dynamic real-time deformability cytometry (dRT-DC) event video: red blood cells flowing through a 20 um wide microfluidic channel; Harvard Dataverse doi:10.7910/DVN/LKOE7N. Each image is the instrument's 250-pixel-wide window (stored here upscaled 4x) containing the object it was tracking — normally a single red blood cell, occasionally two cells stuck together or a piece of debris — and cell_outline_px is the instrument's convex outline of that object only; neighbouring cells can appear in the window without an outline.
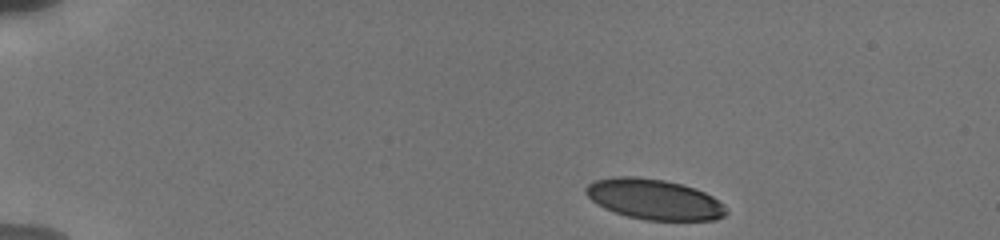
{"species": "human", "species_latin": "Homo sapiens", "temperature_condition": "cold", "stored_images_in_passage": 67, "camera_frame_rate_fps": 3000, "um_per_image_px": 0.085, "donor": {"sex": "male"}, "frame": {"image": 1, "passage_image": 1, "time_ms": 0.0, "image_size_px": [1000, 240], "cell_outline_px": [[728, 212], [724, 216], [716, 220], [648, 220], [628, 216], [604, 208], [596, 204], [584, 192], [584, 188], [588, 184], [596, 180], [616, 176], [632, 176], [664, 180], [696, 188], [712, 196], [724, 204]], "centroid_in_image_um": [55.61, 16.94], "position_along_channel_um": 29.4, "area_um2": 33.0}}
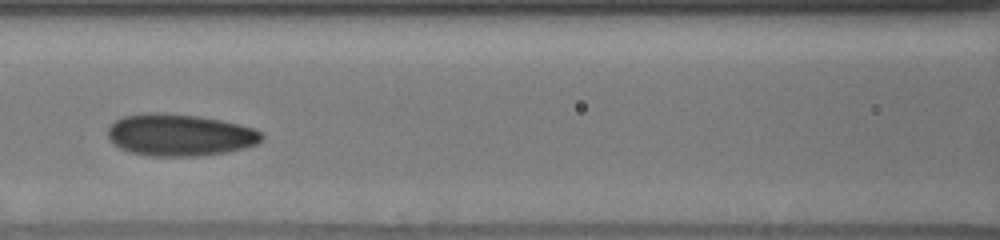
{"frame": {"image": 2, "passage_image": 20, "time_ms": 5.667, "image_size_px": [1000, 240], "cell_outline_px": [[264, 136], [256, 144], [244, 148], [228, 152], [196, 156], [148, 156], [128, 152], [120, 148], [108, 136], [108, 128], [116, 120], [124, 116], [148, 112], [196, 116], [220, 120], [240, 124], [256, 128]], "centroid_in_image_um": [15.29, 11.48], "position_along_channel_um": 151.3, "area_um2": 37.45}}
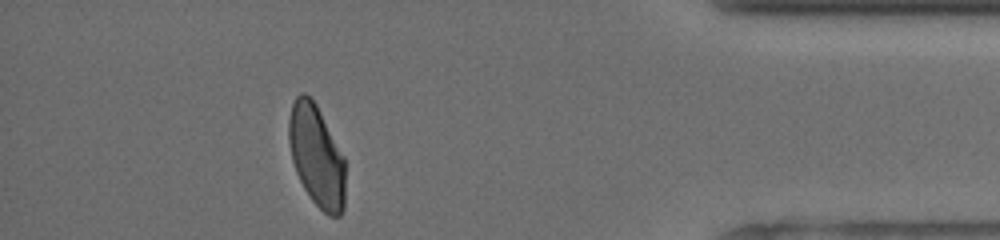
{"frame": {"image": 3, "passage_image": 58, "time_ms": 13.333, "image_size_px": [1000, 240], "cell_outline_px": [[344, 208], [340, 216], [328, 216], [312, 200], [304, 188], [296, 172], [292, 160], [288, 140], [288, 120], [292, 104], [296, 96], [300, 92], [304, 92], [316, 104], [344, 156]], "centroid_in_image_um": [26.89, 13.25], "position_along_channel_um": 408.3, "area_um2": 33.35}, "authors_computed_cell_mechanics": {"area_um2": 35.4314, "velocity_mm_per_s": 3.8168, "shape_relaxation_time_tau1_ms": 6.4022, "shape_relaxation_time_tau2_ms": 1.2991, "deformation_change_tau1": 0.1533, "deformation_change_tau2": 0.0647}}